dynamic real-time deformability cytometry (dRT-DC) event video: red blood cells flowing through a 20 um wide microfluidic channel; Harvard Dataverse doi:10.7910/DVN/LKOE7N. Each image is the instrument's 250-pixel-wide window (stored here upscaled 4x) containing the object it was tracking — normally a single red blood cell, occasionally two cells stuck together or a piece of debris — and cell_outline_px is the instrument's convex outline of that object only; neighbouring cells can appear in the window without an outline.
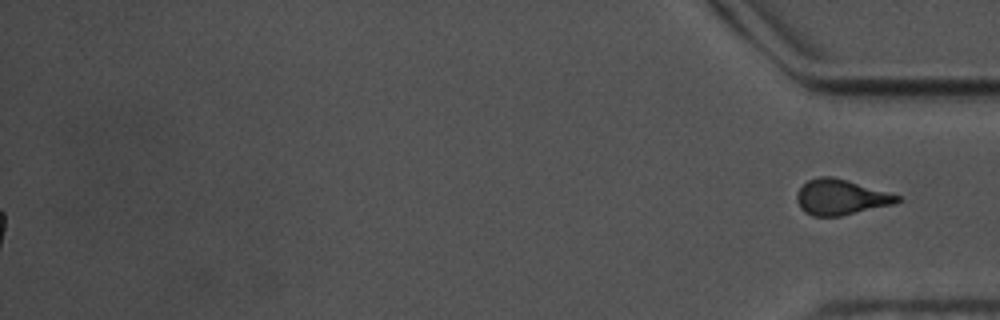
{"species": "common noctule bat (a hibernating species)", "species_latin": "Nyctalus noctula", "temperature_condition": "warm", "stored_images_in_passage": 57, "segment_of_instrument_passage": [2, 2], "camera_frame_rate_fps": 3000, "um_per_image_px": 0.085, "animal": {"sex": "male", "body_mass_g": 17.5, "forearm_length_mm": 52.3}, "frame": {"image": 1, "passage_image": 57, "time_ms": 18.667, "image_size_px": [1000, 320], "cell_outline_px": [[900, 200], [892, 204], [840, 216], [812, 216], [804, 212], [800, 208], [796, 200], [796, 192], [808, 180], [820, 176], [832, 176], [900, 196]], "centroid_in_image_um": [71.39, 16.76], "position_along_channel_um": 363.8, "area_um2": 20.4}}